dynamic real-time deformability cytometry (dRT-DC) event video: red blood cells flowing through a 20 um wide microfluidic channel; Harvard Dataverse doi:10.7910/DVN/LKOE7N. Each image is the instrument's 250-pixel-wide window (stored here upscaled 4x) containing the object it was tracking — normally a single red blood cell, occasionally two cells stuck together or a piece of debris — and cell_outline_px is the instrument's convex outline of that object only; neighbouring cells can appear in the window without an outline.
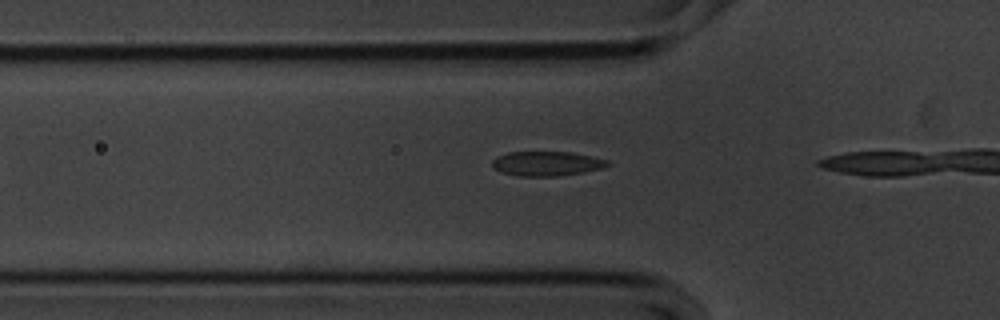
{"species": "common noctule bat (a hibernating species)", "species_latin": "Nyctalus noctula", "temperature_condition": "cold", "stored_images_in_passage": 5, "camera_frame_rate_fps": 3000, "um_per_image_px": 0.085, "animal": {"sex": "male", "body_mass_g": 20.1, "forearm_length_mm": 53.5}, "frame": {"image": 1, "passage_image": 3, "time_ms": 0.667, "image_size_px": [1000, 320], "cell_outline_px": [[612, 164], [604, 168], [584, 172], [552, 176], [520, 176], [500, 172], [492, 168], [492, 160], [496, 156], [508, 152], [572, 152], [608, 160]], "centroid_in_image_um": [46.46, 13.9], "position_along_channel_um": 79.3, "area_um2": 16.59}}